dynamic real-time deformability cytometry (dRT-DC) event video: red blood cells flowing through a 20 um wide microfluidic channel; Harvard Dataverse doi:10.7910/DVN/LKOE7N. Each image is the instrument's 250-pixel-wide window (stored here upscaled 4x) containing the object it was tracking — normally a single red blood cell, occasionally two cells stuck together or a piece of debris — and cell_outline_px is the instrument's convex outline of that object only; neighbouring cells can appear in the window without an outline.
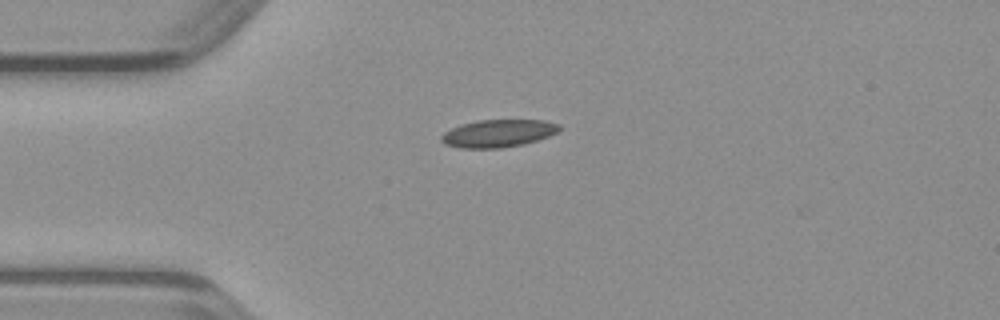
{"species": "common noctule bat (a hibernating species)", "species_latin": "Nyctalus noctula", "temperature_condition": "warm", "stored_images_in_passage": 2, "camera_frame_rate_fps": 3000, "um_per_image_px": 0.085, "animal": {"sex": "male", "body_mass_g": 23.1, "forearm_length_mm": 52.7}, "frame": {"image": 1, "passage_image": 1, "time_ms": 0.0, "image_size_px": [1000, 320], "cell_outline_px": [[560, 128], [556, 132], [548, 136], [524, 144], [500, 148], [460, 148], [444, 144], [440, 140], [440, 136], [444, 132], [460, 124], [476, 120], [544, 120], [560, 124]], "centroid_in_image_um": [42.3, 11.33], "position_along_channel_um": 42.7, "area_um2": 19.02}}